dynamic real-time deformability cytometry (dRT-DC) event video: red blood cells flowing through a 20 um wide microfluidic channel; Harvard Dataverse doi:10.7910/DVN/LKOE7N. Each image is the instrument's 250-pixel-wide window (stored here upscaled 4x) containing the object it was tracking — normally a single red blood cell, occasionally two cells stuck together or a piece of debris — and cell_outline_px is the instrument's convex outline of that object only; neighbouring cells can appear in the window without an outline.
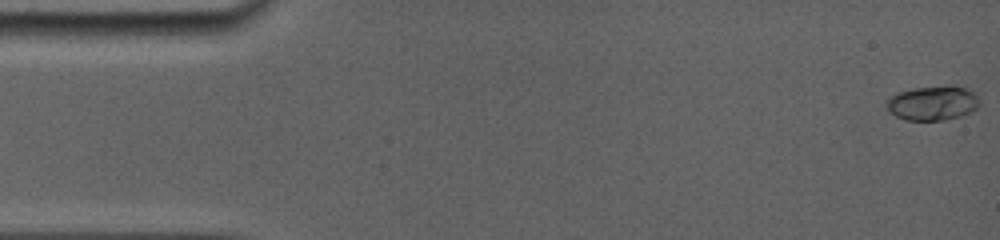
{"species": "common noctule bat (a hibernating species)", "species_latin": "Nyctalus noctula", "temperature_condition": "room temperature", "stored_images_in_passage": 77, "camera_frame_rate_fps": 5000, "um_per_image_px": 0.085, "animal": {"sex": "female", "body_mass_g": 19.0, "forearm_length_mm": 56.7}, "frame": {"image": 1, "passage_image": 1, "time_ms": 0.0, "image_size_px": [1000, 240], "cell_outline_px": [[980, 104], [972, 112], [960, 116], [944, 120], [904, 120], [888, 112], [884, 104], [888, 96], [896, 92], [912, 88], [968, 88], [976, 96]], "centroid_in_image_um": [79.18, 8.8], "position_along_channel_um": 5.8, "area_um2": 18.44}}
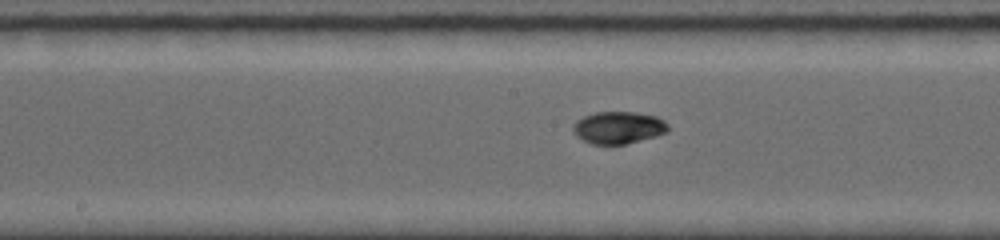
{"frame": {"image": 2, "passage_image": 41, "time_ms": 8.2, "image_size_px": [1000, 240], "cell_outline_px": [[668, 132], [656, 136], [624, 144], [592, 144], [576, 136], [572, 132], [572, 128], [576, 120], [584, 116], [596, 112], [632, 112], [656, 116], [664, 120], [668, 124]], "centroid_in_image_um": [52.55, 10.84], "position_along_channel_um": 195.6, "area_um2": 17.8}}
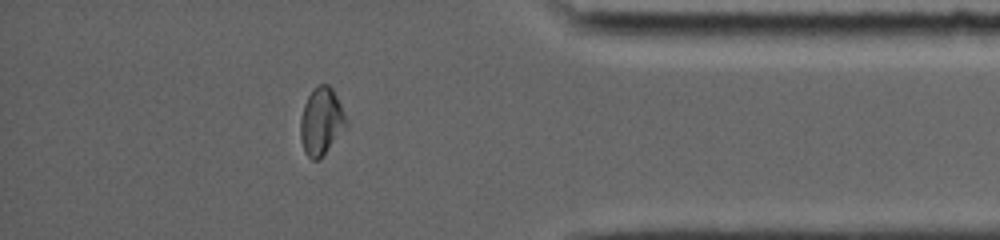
{"frame": {"image": 3, "passage_image": 69, "time_ms": 14.0, "image_size_px": [1000, 240], "cell_outline_px": [[348, 124], [320, 160], [312, 160], [304, 152], [300, 140], [300, 120], [304, 104], [312, 88], [320, 84], [328, 84], [332, 88], [340, 104]], "centroid_in_image_um": [27.28, 10.33], "position_along_channel_um": 407.9, "area_um2": 17.98}, "authors_computed_cell_mechanics": {"area_um2": 17.5712, "velocity_mm_per_s": 3.9058, "shape_relaxation_time_tau1_ms": 6.7509, "shape_relaxation_time_tau2_ms": null, "deformation_change_tau1": 0.2502, "deformation_change_tau2": null}}